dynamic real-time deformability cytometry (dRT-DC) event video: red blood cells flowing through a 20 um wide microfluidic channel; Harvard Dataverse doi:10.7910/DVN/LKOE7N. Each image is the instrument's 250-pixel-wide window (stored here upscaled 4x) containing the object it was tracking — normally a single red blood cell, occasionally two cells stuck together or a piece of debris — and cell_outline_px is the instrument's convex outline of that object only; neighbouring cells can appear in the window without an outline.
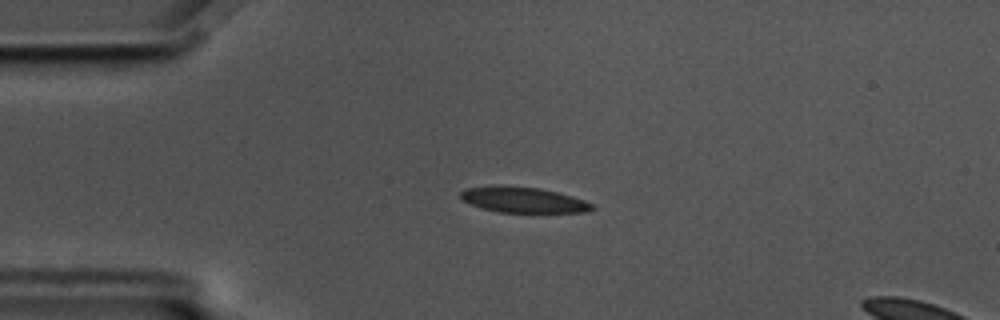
{"species": "common noctule bat (a hibernating species)", "species_latin": "Nyctalus noctula", "temperature_condition": "cold", "stored_images_in_passage": 45, "camera_frame_rate_fps": 3000, "um_per_image_px": 0.085, "animal": {"sex": "male", "body_mass_g": 17.5, "forearm_length_mm": 52.3}, "frame": {"image": 1, "passage_image": 1, "time_ms": 0.0, "image_size_px": [1000, 320], "cell_outline_px": [[596, 208], [584, 212], [500, 212], [484, 208], [472, 204], [464, 200], [460, 196], [460, 192], [464, 188], [492, 184], [500, 184], [540, 188], [572, 196], [584, 200], [592, 204]], "centroid_in_image_um": [44.44, 16.95], "position_along_channel_um": 40.6, "area_um2": 19.71}}
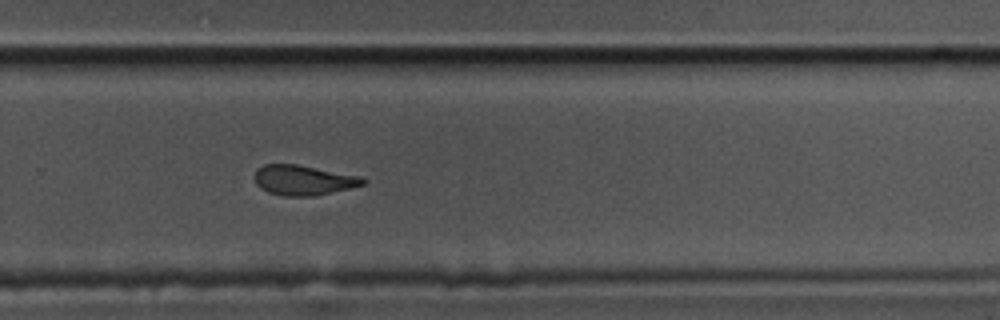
{"frame": {"image": 2, "passage_image": 26, "time_ms": 8.333, "image_size_px": [1000, 320], "cell_outline_px": [[368, 180], [364, 184], [316, 196], [284, 196], [268, 192], [260, 188], [256, 184], [256, 168], [264, 164], [296, 164], [360, 176]], "centroid_in_image_um": [25.77, 15.31], "position_along_channel_um": 304.0, "area_um2": 18.84}}
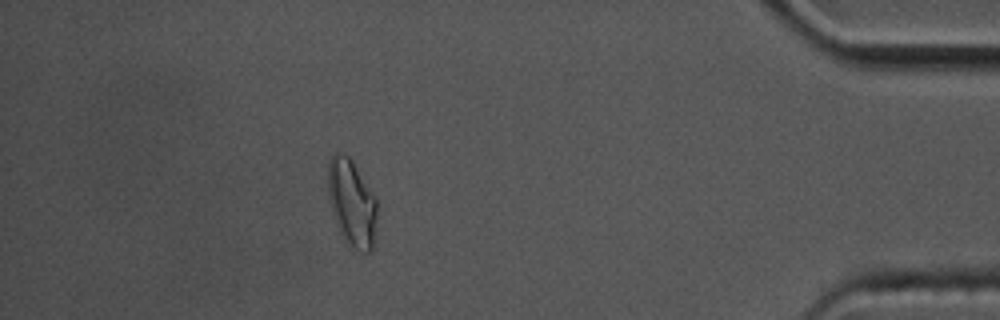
{"frame": {"image": 3, "passage_image": 39, "time_ms": 12.667, "image_size_px": [1000, 320], "cell_outline_px": [[376, 216], [372, 248], [368, 252], [360, 252], [352, 248], [340, 232], [336, 224], [332, 212], [328, 196], [328, 160], [332, 152], [336, 152], [348, 156], [352, 160], [376, 196]], "centroid_in_image_um": [29.88, 17.2], "position_along_channel_um": 405.3, "area_um2": 24.85}}